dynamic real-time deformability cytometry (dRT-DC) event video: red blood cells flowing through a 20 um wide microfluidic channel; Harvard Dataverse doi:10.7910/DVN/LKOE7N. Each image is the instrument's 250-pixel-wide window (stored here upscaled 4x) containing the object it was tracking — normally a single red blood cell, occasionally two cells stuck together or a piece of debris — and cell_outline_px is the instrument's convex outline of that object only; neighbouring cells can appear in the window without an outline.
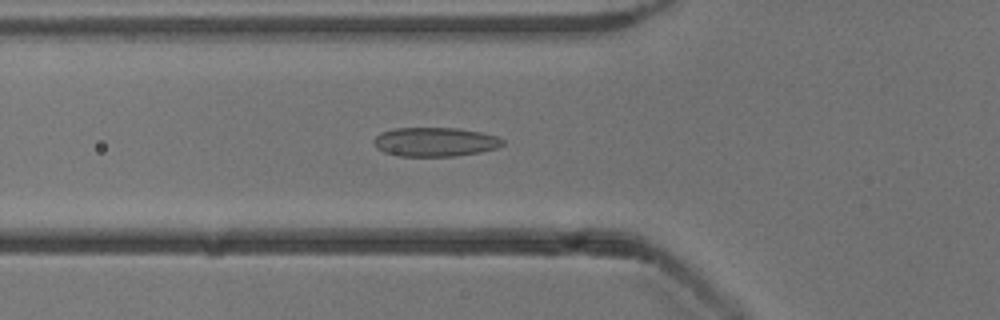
{"species": "common noctule bat (a hibernating species)", "species_latin": "Nyctalus noctula", "temperature_condition": "cold", "stored_images_in_passage": 37, "camera_frame_rate_fps": 3000, "um_per_image_px": 0.085, "animal": {"sex": "male", "body_mass_g": 13.3}, "frame": {"image": 1, "passage_image": 3, "time_ms": 0.667, "image_size_px": [1000, 320], "cell_outline_px": [[504, 144], [496, 148], [480, 152], [456, 156], [400, 156], [384, 152], [376, 148], [372, 140], [380, 132], [392, 128], [460, 128], [480, 132], [496, 136], [504, 140]], "centroid_in_image_um": [36.95, 12.06], "position_along_channel_um": 88.9, "area_um2": 21.96}}
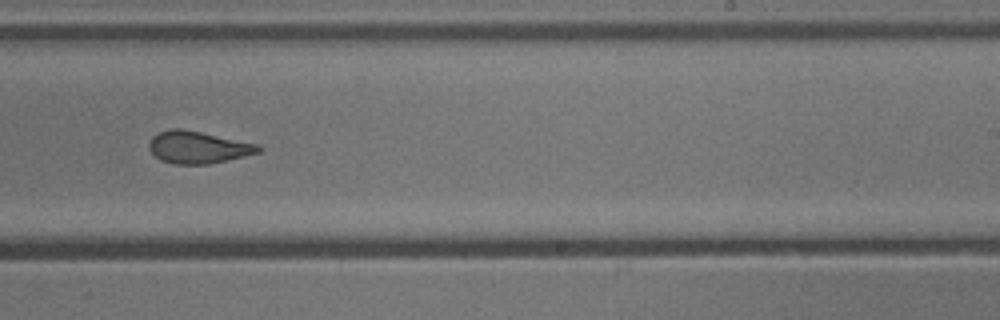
{"frame": {"image": 2, "passage_image": 17, "time_ms": 5.333, "image_size_px": [1000, 320], "cell_outline_px": [[260, 152], [244, 156], [208, 164], [172, 164], [160, 160], [148, 148], [148, 144], [152, 136], [160, 132], [172, 128], [180, 128], [200, 132], [256, 144], [260, 148]], "centroid_in_image_um": [16.77, 12.52], "position_along_channel_um": 272.2, "area_um2": 20.17}}
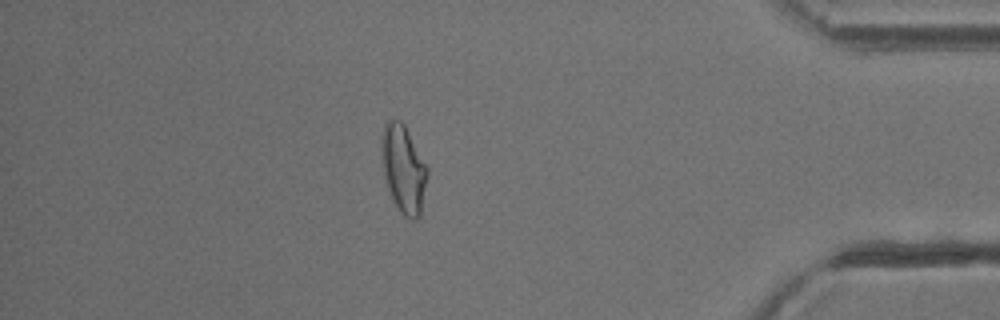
{"frame": {"image": 3, "passage_image": 30, "time_ms": 9.667, "image_size_px": [1000, 320], "cell_outline_px": [[428, 172], [420, 216], [416, 220], [412, 220], [404, 216], [400, 212], [388, 188], [384, 172], [384, 124], [388, 120], [400, 120], [404, 124], [428, 168]], "centroid_in_image_um": [34.35, 14.41], "position_along_channel_um": 400.8, "area_um2": 22.43}, "authors_computed_cell_mechanics": {"area_um2": 21.2704, "velocity_mm_per_s": 3.9075, "shape_relaxation_time_tau1_ms": 9.1174, "shape_relaxation_time_tau2_ms": 1.8008, "deformation_change_tau1": 0.1904, "deformation_change_tau2": 0.0882}}